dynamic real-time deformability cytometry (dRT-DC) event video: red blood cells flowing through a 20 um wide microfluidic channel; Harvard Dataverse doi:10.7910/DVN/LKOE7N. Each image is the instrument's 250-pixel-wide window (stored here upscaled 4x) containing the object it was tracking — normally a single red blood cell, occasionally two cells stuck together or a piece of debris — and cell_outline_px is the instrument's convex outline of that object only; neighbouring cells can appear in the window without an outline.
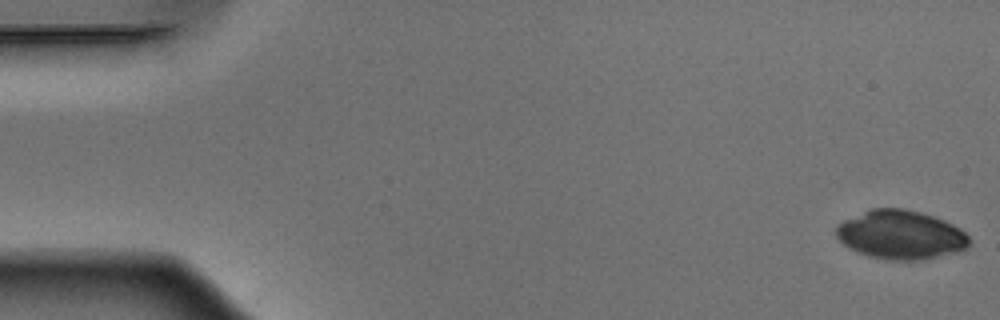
{"species": "Egyptian fruit bat (a non-hibernating species)", "species_latin": "Rousettus aegyptiacus", "temperature_condition": "warm", "stored_images_in_passage": 52, "camera_frame_rate_fps": 3000, "um_per_image_px": 0.085, "animal": {"sex": "male"}, "frame": {"image": 1, "passage_image": 1, "time_ms": 0.0, "image_size_px": [1000, 320], "cell_outline_px": [[968, 244], [960, 252], [924, 260], [888, 260], [868, 256], [856, 252], [848, 248], [836, 236], [836, 224], [844, 220], [872, 208], [904, 208], [920, 212], [944, 220], [960, 228], [968, 236]], "centroid_in_image_um": [76.54, 19.97], "position_along_channel_um": 8.5, "area_um2": 38.03}}